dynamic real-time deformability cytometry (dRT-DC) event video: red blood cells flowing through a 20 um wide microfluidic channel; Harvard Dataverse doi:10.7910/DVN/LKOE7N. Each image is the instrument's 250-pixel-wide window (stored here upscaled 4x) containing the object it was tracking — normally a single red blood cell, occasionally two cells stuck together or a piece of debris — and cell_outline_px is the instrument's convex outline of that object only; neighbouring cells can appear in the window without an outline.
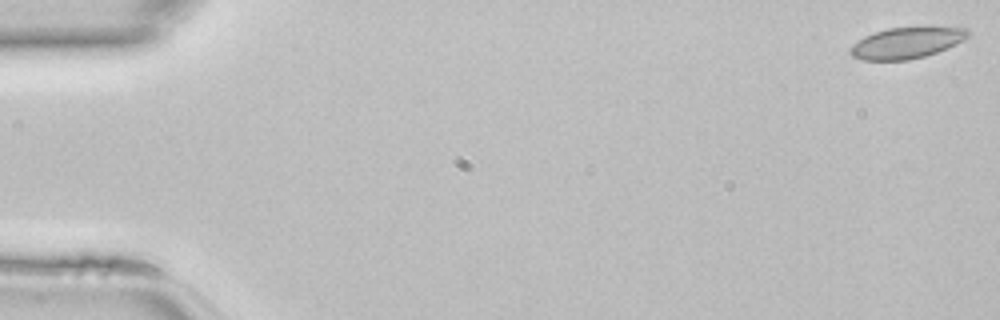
{"species": "common noctule bat (a hibernating species)", "species_latin": "Nyctalus noctula", "temperature_condition": "room temperature", "stored_images_in_passage": 46, "camera_frame_rate_fps": 3000, "um_per_image_px": 0.085, "animal": {"sex": "female", "body_mass_g": 22.7, "forearm_length_mm": 54.2}, "frame": {"image": 1, "passage_image": 1, "time_ms": 0.0, "image_size_px": [1000, 320], "cell_outline_px": [[968, 36], [964, 40], [948, 48], [924, 56], [908, 60], [864, 60], [852, 56], [848, 52], [848, 48], [852, 44], [864, 36], [888, 28], [968, 28]], "centroid_in_image_um": [77.0, 3.66], "position_along_channel_um": 8.0, "area_um2": 21.04}}
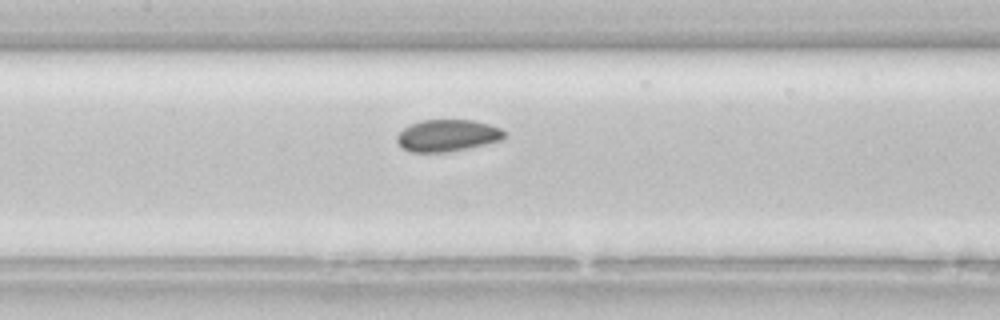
{"frame": {"image": 2, "passage_image": 22, "time_ms": 7.0, "image_size_px": [1000, 320], "cell_outline_px": [[504, 140], [468, 148], [444, 152], [408, 152], [396, 140], [396, 136], [404, 128], [412, 124], [424, 120], [472, 120], [488, 124], [500, 128], [504, 132]], "centroid_in_image_um": [38.04, 11.52], "position_along_channel_um": 169.4, "area_um2": 19.77}}
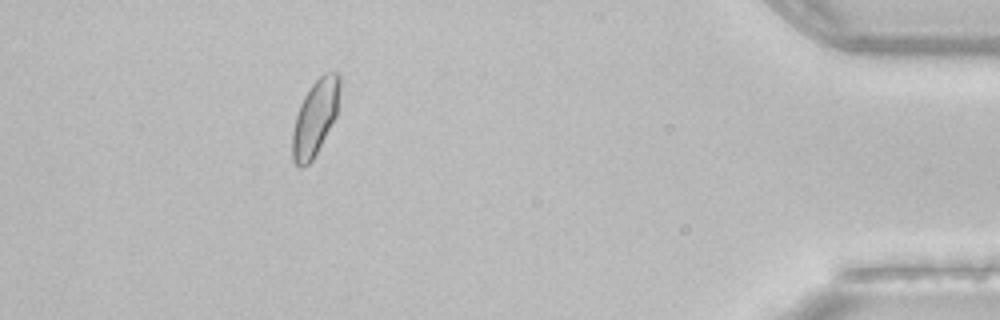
{"frame": {"image": 3, "passage_image": 42, "time_ms": 13.667, "image_size_px": [1000, 320], "cell_outline_px": [[340, 92], [336, 116], [312, 160], [304, 168], [300, 168], [292, 160], [292, 132], [296, 116], [300, 104], [304, 96], [312, 84], [320, 76], [328, 72], [340, 72]], "centroid_in_image_um": [26.78, 10.0], "position_along_channel_um": 408.4, "area_um2": 20.75}}